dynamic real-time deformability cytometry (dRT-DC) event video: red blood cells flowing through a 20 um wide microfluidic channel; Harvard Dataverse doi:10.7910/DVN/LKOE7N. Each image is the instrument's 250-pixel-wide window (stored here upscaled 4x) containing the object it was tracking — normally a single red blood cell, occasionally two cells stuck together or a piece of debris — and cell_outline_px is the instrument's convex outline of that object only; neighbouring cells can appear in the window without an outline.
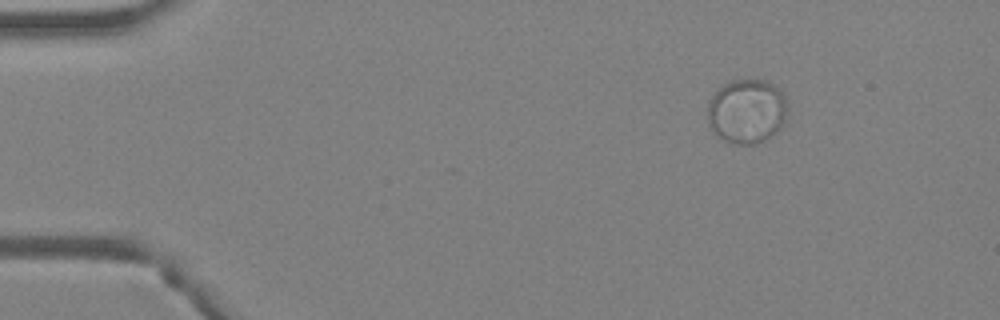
{"species": "Egyptian fruit bat (a non-hibernating species)", "species_latin": "Rousettus aegyptiacus", "temperature_condition": "warm", "stored_images_in_passage": 41, "camera_frame_rate_fps": 3000, "um_per_image_px": 0.085, "animal": {"sex": "female"}, "frame": {"image": 1, "passage_image": 1, "time_ms": 0.0, "image_size_px": [1000, 320], "cell_outline_px": [[788, 112], [780, 128], [764, 140], [752, 144], [736, 144], [724, 140], [708, 124], [708, 100], [724, 84], [732, 80], [764, 80], [772, 84], [788, 100]], "centroid_in_image_um": [63.49, 9.44], "position_along_channel_um": 21.5, "area_um2": 29.71}}
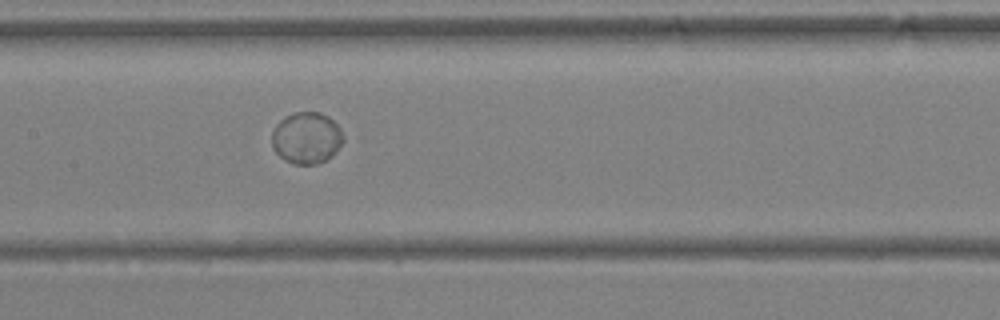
{"frame": {"image": 2, "passage_image": 18, "time_ms": 5.667, "image_size_px": [1000, 320], "cell_outline_px": [[344, 140], [336, 152], [332, 156], [316, 164], [292, 164], [284, 160], [272, 148], [272, 132], [276, 124], [284, 116], [292, 112], [320, 112], [328, 116], [340, 128], [344, 136]], "centroid_in_image_um": [26.05, 11.71], "position_along_channel_um": 181.4, "area_um2": 21.68}}
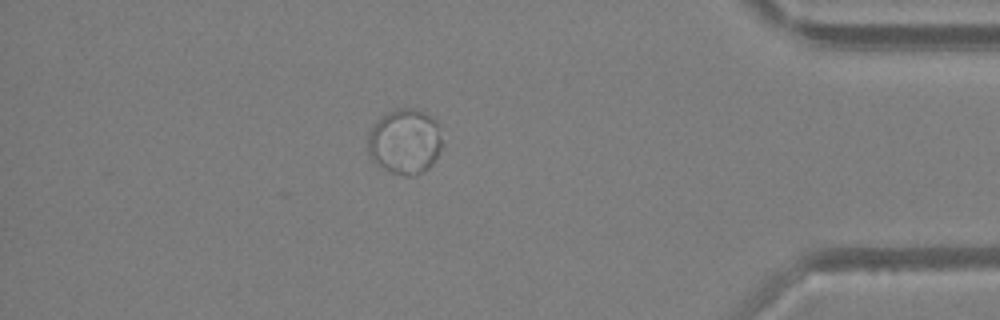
{"frame": {"image": 3, "passage_image": 35, "time_ms": 11.333, "image_size_px": [1000, 320], "cell_outline_px": [[440, 148], [432, 164], [428, 168], [416, 176], [404, 176], [392, 172], [384, 168], [372, 160], [368, 156], [368, 132], [388, 112], [396, 108], [416, 108], [424, 112], [436, 120], [440, 140]], "centroid_in_image_um": [34.39, 12.04], "position_along_channel_um": 400.8, "area_um2": 27.92}}